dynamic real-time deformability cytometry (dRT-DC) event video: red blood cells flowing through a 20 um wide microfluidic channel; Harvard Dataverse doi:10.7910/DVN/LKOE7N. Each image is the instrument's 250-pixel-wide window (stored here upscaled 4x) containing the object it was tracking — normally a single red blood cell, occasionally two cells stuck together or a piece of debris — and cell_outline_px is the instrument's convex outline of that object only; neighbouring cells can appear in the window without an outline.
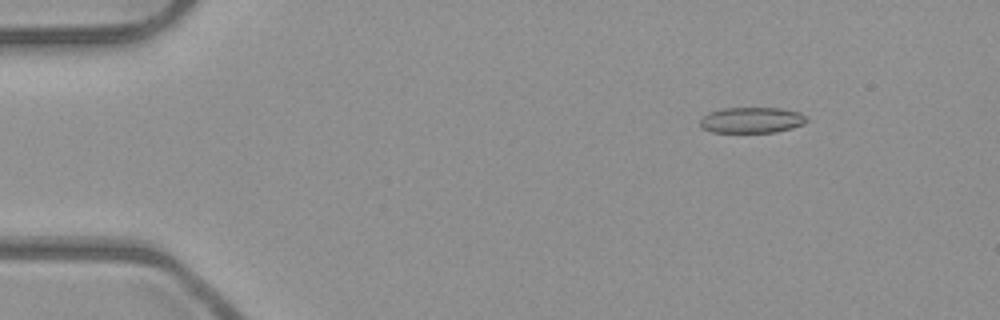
{"species": "common noctule bat (a hibernating species)", "species_latin": "Nyctalus noctula", "temperature_condition": "room temperature", "stored_images_in_passage": 52, "camera_frame_rate_fps": 3000, "um_per_image_px": 0.085, "animal": {"sex": "male", "body_mass_g": 23.1, "forearm_length_mm": 52.7}, "frame": {"image": 1, "passage_image": 7, "time_ms": 2.0, "image_size_px": [1000, 320], "cell_outline_px": [[808, 120], [804, 124], [792, 128], [776, 132], [712, 132], [700, 128], [700, 120], [708, 112], [720, 108], [780, 108], [800, 112]], "centroid_in_image_um": [63.87, 10.21], "position_along_channel_um": 21.1, "area_um2": 16.13}}
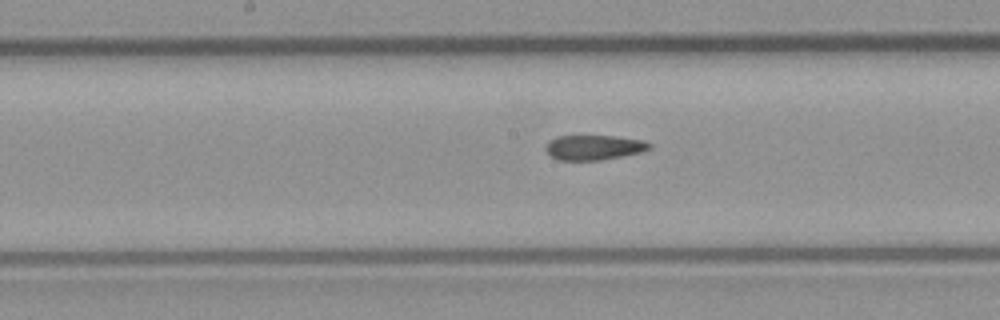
{"frame": {"image": 2, "passage_image": 27, "time_ms": 8.667, "image_size_px": [1000, 320], "cell_outline_px": [[652, 148], [640, 152], [600, 160], [560, 160], [552, 156], [544, 148], [548, 140], [556, 136], [612, 136], [644, 140], [652, 144]], "centroid_in_image_um": [50.47, 12.52], "position_along_channel_um": 197.7, "area_um2": 14.97}}
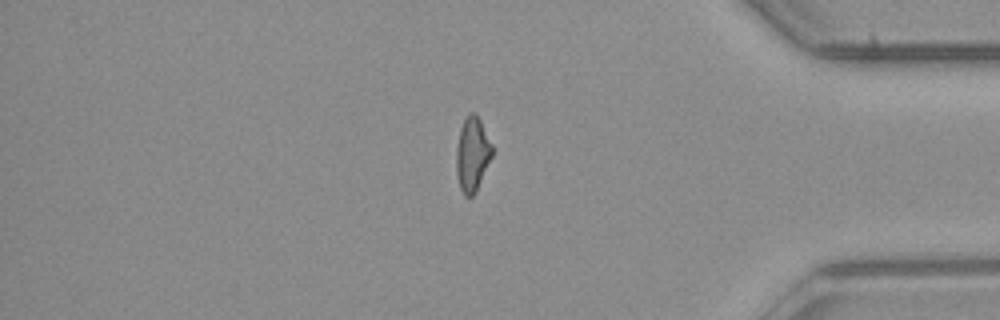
{"frame": {"image": 3, "passage_image": 44, "time_ms": 14.333, "image_size_px": [1000, 320], "cell_outline_px": [[492, 156], [476, 192], [472, 196], [464, 196], [460, 188], [456, 172], [456, 148], [460, 128], [468, 112], [476, 112], [492, 144]], "centroid_in_image_um": [40.14, 13.1], "position_along_channel_um": 395.1, "area_um2": 15.61}, "authors_computed_cell_mechanics": {"area_um2": 16.0395, "velocity_mm_per_s": 3.9941, "shape_relaxation_time_tau1_ms": null, "shape_relaxation_time_tau2_ms": 3.513, "deformation_change_tau1": null, "deformation_change_tau2": 0.1219}}